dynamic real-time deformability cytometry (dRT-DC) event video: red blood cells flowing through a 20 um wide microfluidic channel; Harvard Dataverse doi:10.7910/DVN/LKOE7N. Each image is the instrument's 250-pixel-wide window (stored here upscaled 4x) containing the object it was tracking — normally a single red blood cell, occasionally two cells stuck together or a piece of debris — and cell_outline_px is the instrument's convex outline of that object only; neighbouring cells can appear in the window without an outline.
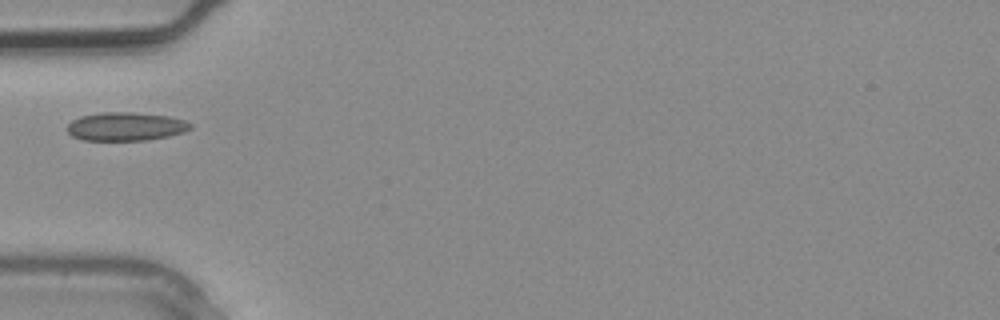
{"species": "common noctule bat (a hibernating species)", "species_latin": "Nyctalus noctula", "temperature_condition": "warm", "stored_images_in_passage": 2, "camera_frame_rate_fps": 3000, "um_per_image_px": 0.085, "animal": {"sex": "male", "body_mass_g": 20.4}, "frame": {"image": 1, "passage_image": 2, "time_ms": 0.333, "image_size_px": [1000, 320], "cell_outline_px": [[192, 128], [184, 132], [168, 136], [148, 140], [84, 140], [72, 136], [68, 132], [68, 124], [72, 120], [80, 116], [100, 112], [132, 112], [168, 116], [184, 120], [192, 124]], "centroid_in_image_um": [10.69, 10.75], "position_along_channel_um": 74.3, "area_um2": 20.46}}